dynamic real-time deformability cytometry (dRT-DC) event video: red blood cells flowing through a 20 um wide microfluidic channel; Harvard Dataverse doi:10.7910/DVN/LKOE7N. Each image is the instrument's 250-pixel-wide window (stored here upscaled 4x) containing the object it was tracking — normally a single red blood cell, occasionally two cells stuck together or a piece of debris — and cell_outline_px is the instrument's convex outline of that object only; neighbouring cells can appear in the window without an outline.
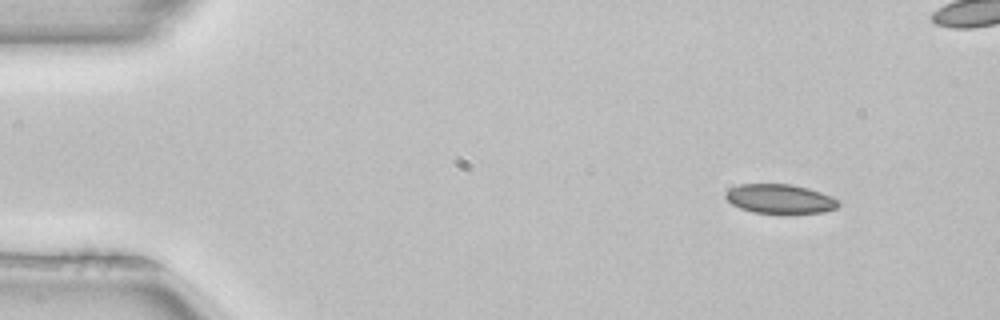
{"species": "common noctule bat (a hibernating species)", "species_latin": "Nyctalus noctula", "temperature_condition": "room temperature", "stored_images_in_passage": 48, "camera_frame_rate_fps": 3000, "um_per_image_px": 0.085, "animal": {"sex": "female", "body_mass_g": 22.7, "forearm_length_mm": 54.2}, "frame": {"image": 1, "passage_image": 1, "time_ms": 0.0, "image_size_px": [1000, 320], "cell_outline_px": [[840, 204], [836, 208], [824, 212], [752, 212], [740, 208], [732, 204], [724, 196], [724, 192], [740, 184], [792, 184], [808, 188], [832, 196], [840, 200]], "centroid_in_image_um": [66.3, 16.88], "position_along_channel_um": 18.7, "area_um2": 19.02}}
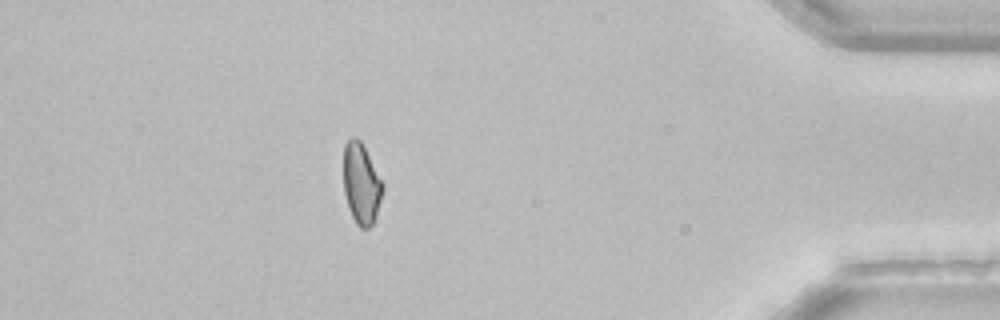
{"frame": {"image": 2, "passage_image": 41, "time_ms": 13.333, "image_size_px": [1000, 320], "cell_outline_px": [[384, 188], [376, 216], [372, 224], [368, 228], [360, 228], [356, 224], [348, 208], [344, 192], [344, 144], [352, 136], [356, 136], [360, 140], [384, 184]], "centroid_in_image_um": [30.71, 15.62], "position_along_channel_um": 404.5, "area_um2": 18.44}}